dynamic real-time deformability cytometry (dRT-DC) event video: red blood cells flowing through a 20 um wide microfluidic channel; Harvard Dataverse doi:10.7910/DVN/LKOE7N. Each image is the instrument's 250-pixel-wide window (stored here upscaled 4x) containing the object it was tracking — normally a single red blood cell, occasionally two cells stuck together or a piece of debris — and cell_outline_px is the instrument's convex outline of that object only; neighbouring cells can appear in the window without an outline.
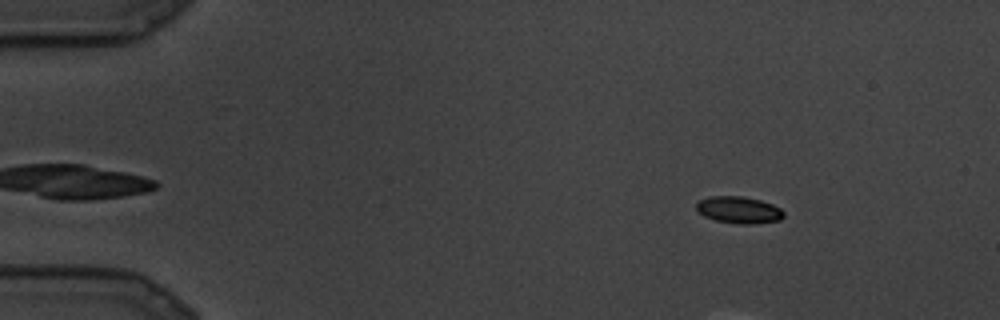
{"species": "common noctule bat (a hibernating species)", "species_latin": "Nyctalus noctula", "temperature_condition": "cold", "stored_images_in_passage": 10, "camera_frame_rate_fps": 3000, "um_per_image_px": 0.085, "animal": {"sex": "male", "body_mass_g": 19.5, "forearm_length_mm": 54.6}, "frame": {"image": 1, "passage_image": 1, "time_ms": 0.0, "image_size_px": [1000, 320], "cell_outline_px": [[784, 216], [780, 220], [752, 224], [740, 224], [716, 220], [704, 216], [696, 212], [696, 204], [700, 200], [708, 196], [740, 196], [760, 200], [772, 204], [780, 208], [784, 212]], "centroid_in_image_um": [62.78, 17.84], "position_along_channel_um": 22.2, "area_um2": 13.7}}